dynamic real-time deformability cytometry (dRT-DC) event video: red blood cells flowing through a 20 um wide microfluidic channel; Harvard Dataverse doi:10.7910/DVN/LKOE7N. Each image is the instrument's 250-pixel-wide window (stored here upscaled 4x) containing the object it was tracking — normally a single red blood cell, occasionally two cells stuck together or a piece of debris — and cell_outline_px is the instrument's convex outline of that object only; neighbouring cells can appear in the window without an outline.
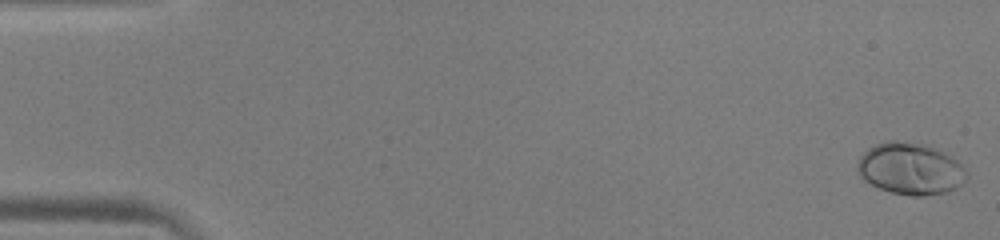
{"species": "human", "species_latin": "Homo sapiens", "temperature_condition": "warm", "stored_images_in_passage": 52, "camera_frame_rate_fps": 3000, "um_per_image_px": 0.085, "donor": {"sex": "male"}, "frame": {"image": 1, "passage_image": 1, "time_ms": 0.0, "image_size_px": [1000, 240], "cell_outline_px": [[968, 176], [960, 184], [948, 192], [924, 196], [912, 196], [892, 192], [880, 188], [864, 180], [860, 176], [856, 168], [856, 164], [860, 156], [868, 148], [876, 144], [888, 140], [896, 140], [924, 144], [956, 160], [968, 172]], "centroid_in_image_um": [77.34, 14.35], "position_along_channel_um": 7.7, "area_um2": 32.71}}
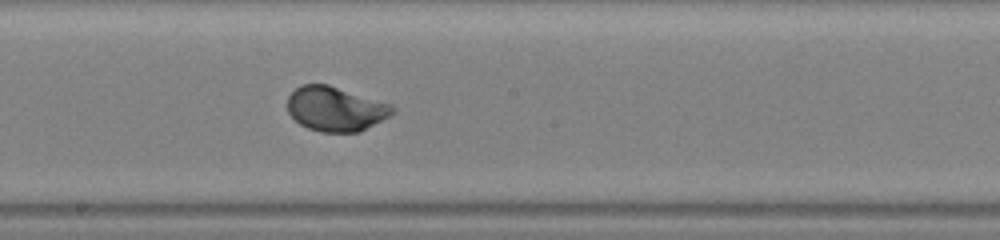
{"frame": {"image": 2, "passage_image": 29, "time_ms": 9.333, "image_size_px": [1000, 240], "cell_outline_px": [[396, 112], [360, 132], [320, 132], [308, 128], [300, 124], [288, 112], [288, 96], [300, 84], [328, 84], [392, 104], [396, 108]], "centroid_in_image_um": [28.54, 9.25], "position_along_channel_um": 219.7, "area_um2": 27.34}}
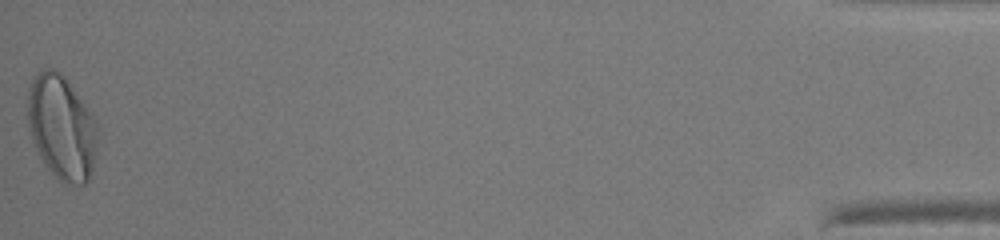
{"frame": {"image": 3, "passage_image": 52, "time_ms": 17.0, "image_size_px": [1000, 240], "cell_outline_px": [[100, 128], [92, 172], [88, 180], [84, 184], [64, 184], [48, 168], [36, 152], [28, 128], [28, 88], [32, 80], [44, 68], [52, 68], [60, 72], [64, 76], [96, 120]], "centroid_in_image_um": [5.25, 10.85], "position_along_channel_um": 429.9, "area_um2": 42.71}, "authors_computed_cell_mechanics": {"area_um2": 27.744, "velocity_mm_per_s": 4.0066, "shape_relaxation_time_tau1_ms": 2.2446, "shape_relaxation_time_tau2_ms": null, "deformation_change_tau1": 0.1648, "deformation_change_tau2": null}}